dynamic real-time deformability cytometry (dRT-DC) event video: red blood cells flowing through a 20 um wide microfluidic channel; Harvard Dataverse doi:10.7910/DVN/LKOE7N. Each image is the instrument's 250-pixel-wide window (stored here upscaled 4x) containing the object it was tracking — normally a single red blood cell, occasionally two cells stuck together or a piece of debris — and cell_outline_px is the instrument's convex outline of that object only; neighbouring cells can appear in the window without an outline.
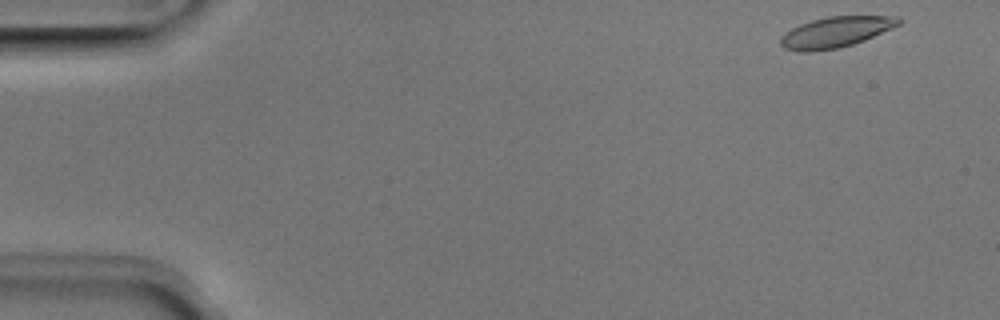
{"species": "Egyptian fruit bat (a non-hibernating species)", "species_latin": "Rousettus aegyptiacus", "temperature_condition": "room temperature", "stored_images_in_passage": 49, "camera_frame_rate_fps": 3000, "um_per_image_px": 0.085, "animal": {"sex": "male"}, "frame": {"image": 1, "passage_image": 1, "time_ms": 0.0, "image_size_px": [1000, 320], "cell_outline_px": [[900, 24], [892, 28], [864, 40], [840, 48], [812, 52], [800, 52], [784, 48], [780, 44], [780, 36], [792, 28], [800, 24], [812, 20], [828, 16], [900, 16]], "centroid_in_image_um": [71.01, 2.74], "position_along_channel_um": 14.0, "area_um2": 21.15}}
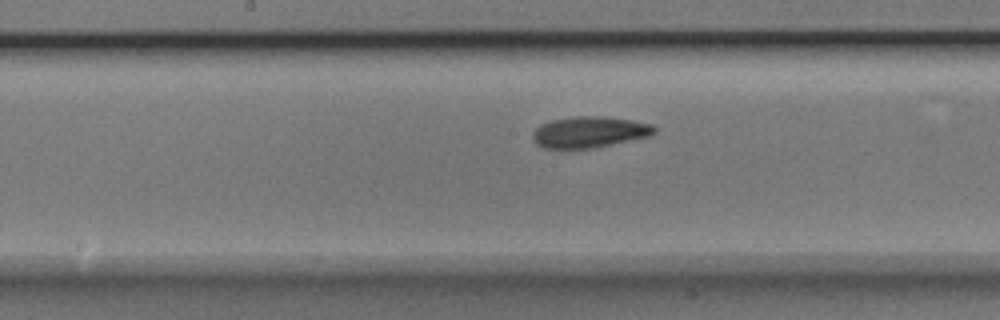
{"frame": {"image": 2, "passage_image": 24, "time_ms": 7.667, "image_size_px": [1000, 320], "cell_outline_px": [[656, 132], [648, 136], [612, 144], [592, 148], [544, 148], [536, 144], [532, 136], [532, 132], [540, 124], [552, 120], [580, 116], [604, 116], [632, 120], [652, 124], [656, 128]], "centroid_in_image_um": [50.09, 11.22], "position_along_channel_um": 198.1, "area_um2": 21.96}}
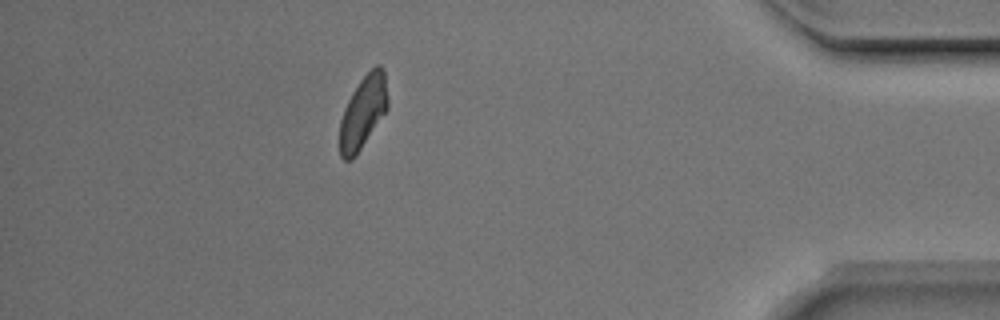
{"frame": {"image": 3, "passage_image": 43, "time_ms": 14.0, "image_size_px": [1000, 320], "cell_outline_px": [[388, 108], [360, 148], [348, 160], [344, 160], [340, 156], [340, 120], [344, 108], [352, 92], [360, 80], [376, 64], [380, 64], [384, 72], [388, 100]], "centroid_in_image_um": [30.86, 9.48], "position_along_channel_um": 404.3, "area_um2": 19.77}, "authors_computed_cell_mechanics": {"area_um2": 21.3282, "velocity_mm_per_s": 3.9587, "shape_relaxation_time_tau1_ms": 4.689, "shape_relaxation_time_tau2_ms": 3.7336, "deformation_change_tau1": 0.1413, "deformation_change_tau2": 0.094}}